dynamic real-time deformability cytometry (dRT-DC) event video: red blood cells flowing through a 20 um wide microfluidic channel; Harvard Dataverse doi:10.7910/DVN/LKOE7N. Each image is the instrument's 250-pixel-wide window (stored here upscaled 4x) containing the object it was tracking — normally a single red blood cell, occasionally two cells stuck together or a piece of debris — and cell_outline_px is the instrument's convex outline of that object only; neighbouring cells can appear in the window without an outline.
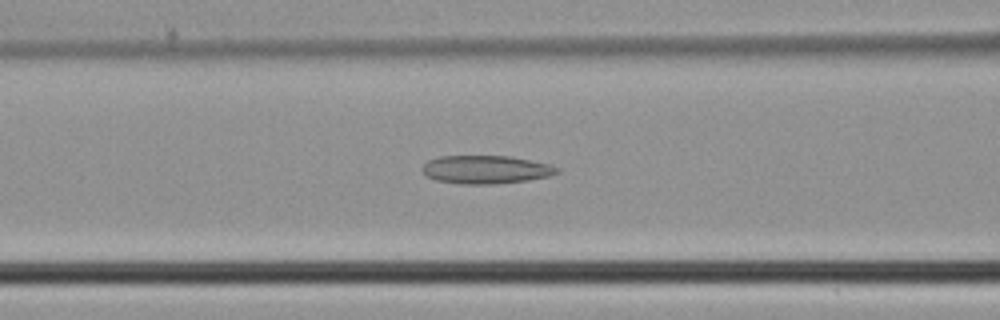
{"species": "common noctule bat (a hibernating species)", "species_latin": "Nyctalus noctula", "temperature_condition": "cold", "stored_images_in_passage": 28, "camera_frame_rate_fps": 3000, "um_per_image_px": 0.085, "animal": {"sex": "male", "body_mass_g": 21.5, "forearm_length_mm": 52.0}, "frame": {"image": 1, "passage_image": 5, "time_ms": 1.333, "image_size_px": [1000, 320], "cell_outline_px": [[560, 172], [552, 176], [528, 180], [496, 184], [460, 184], [436, 180], [428, 176], [424, 172], [424, 164], [428, 160], [440, 156], [508, 156], [548, 164], [560, 168]], "centroid_in_image_um": [41.34, 14.42], "position_along_channel_um": 125.3, "area_um2": 22.08}}
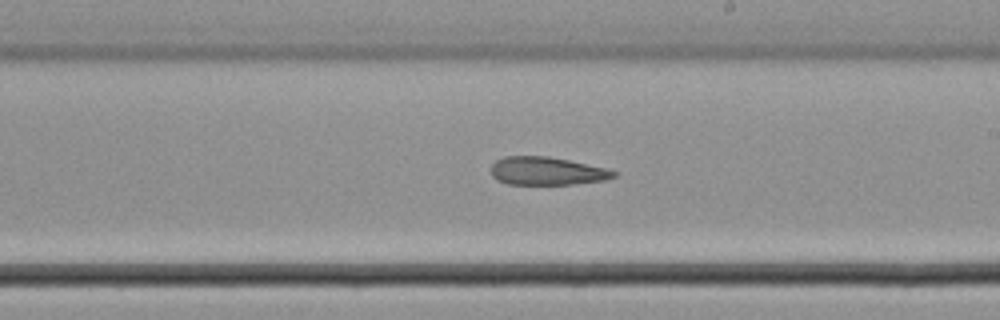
{"frame": {"image": 2, "passage_image": 13, "time_ms": 4.0, "image_size_px": [1000, 320], "cell_outline_px": [[616, 176], [604, 180], [572, 184], [508, 184], [496, 180], [492, 176], [492, 164], [496, 160], [504, 156], [548, 156], [568, 160], [604, 168], [616, 172]], "centroid_in_image_um": [46.43, 14.54], "position_along_channel_um": 242.6, "area_um2": 19.88}}
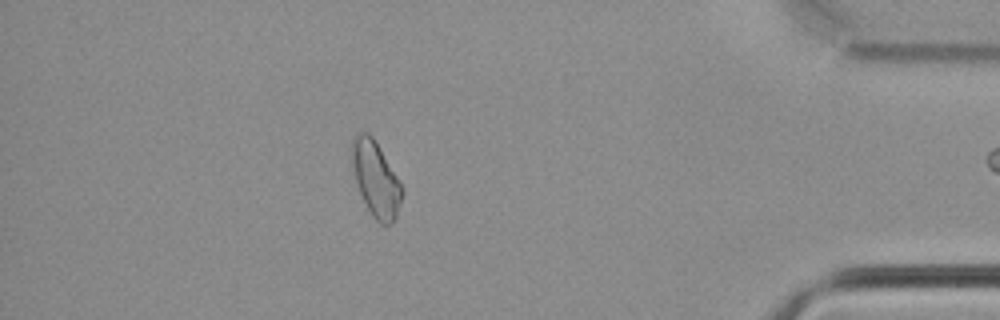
{"frame": {"image": 3, "passage_image": 27, "time_ms": 8.667, "image_size_px": [1000, 320], "cell_outline_px": [[404, 192], [396, 220], [388, 224], [380, 224], [372, 216], [360, 192], [356, 180], [348, 148], [352, 136], [360, 132], [368, 132], [372, 136], [396, 176]], "centroid_in_image_um": [31.91, 15.19], "position_along_channel_um": 403.3, "area_um2": 21.91}}